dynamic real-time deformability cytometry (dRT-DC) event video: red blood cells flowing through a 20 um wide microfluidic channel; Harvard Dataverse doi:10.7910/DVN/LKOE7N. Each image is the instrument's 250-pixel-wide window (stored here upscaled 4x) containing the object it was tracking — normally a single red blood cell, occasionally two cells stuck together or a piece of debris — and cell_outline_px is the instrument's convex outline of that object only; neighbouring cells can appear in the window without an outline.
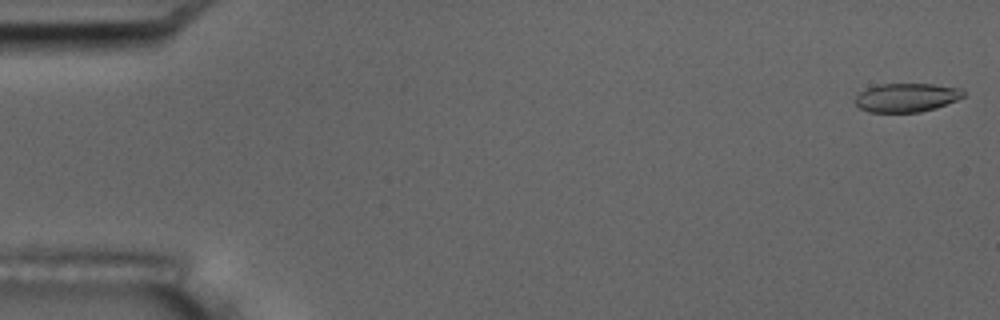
{"species": "common noctule bat (a hibernating species)", "species_latin": "Nyctalus noctula", "temperature_condition": "room temperature", "stored_images_in_passage": 4, "camera_frame_rate_fps": 3000, "um_per_image_px": 0.085, "animal": {"sex": "male", "body_mass_g": 17.5, "forearm_length_mm": 52.3}, "frame": {"image": 1, "passage_image": 1, "time_ms": 0.0, "image_size_px": [1000, 320], "cell_outline_px": [[964, 96], [956, 100], [936, 108], [920, 112], [868, 112], [860, 108], [852, 100], [860, 92], [868, 88], [880, 84], [932, 84], [960, 88], [964, 92]], "centroid_in_image_um": [77.03, 8.3], "position_along_channel_um": 8.0, "area_um2": 18.09}}